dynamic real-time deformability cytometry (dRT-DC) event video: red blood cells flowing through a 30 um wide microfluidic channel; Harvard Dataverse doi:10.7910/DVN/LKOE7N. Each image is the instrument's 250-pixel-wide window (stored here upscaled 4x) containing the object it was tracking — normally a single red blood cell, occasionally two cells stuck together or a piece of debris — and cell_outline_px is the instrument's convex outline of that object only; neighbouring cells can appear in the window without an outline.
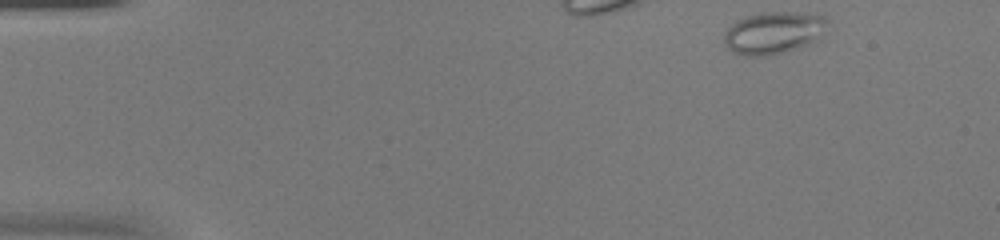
{"species": "common noctule bat (a hibernating species)", "species_latin": "Nyctalus noctula", "temperature_condition": "warm", "stored_images_in_passage": 15, "camera_frame_rate_fps": 3000, "um_per_image_px": 0.085, "animal": {"sex": "female", "body_mass_g": 20.0, "forearm_length_mm": 54.0}, "frame": {"image": 1, "passage_image": 1, "time_ms": 0.0, "image_size_px": [1000, 240], "cell_outline_px": [[828, 24], [820, 40], [800, 48], [768, 56], [748, 56], [736, 52], [728, 48], [724, 44], [724, 32], [736, 20], [744, 16], [760, 12], [816, 12], [824, 16], [828, 20]], "centroid_in_image_um": [65.82, 2.76], "position_along_channel_um": 19.2, "area_um2": 26.13}}